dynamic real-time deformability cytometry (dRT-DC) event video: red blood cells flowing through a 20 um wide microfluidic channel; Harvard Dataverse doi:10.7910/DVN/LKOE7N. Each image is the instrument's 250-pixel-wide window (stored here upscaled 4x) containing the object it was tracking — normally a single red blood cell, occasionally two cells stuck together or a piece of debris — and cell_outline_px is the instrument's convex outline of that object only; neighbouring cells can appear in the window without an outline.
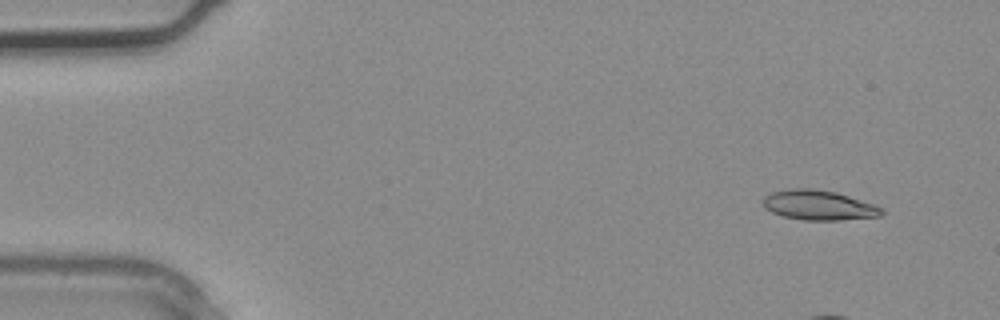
{"species": "common noctule bat (a hibernating species)", "species_latin": "Nyctalus noctula", "temperature_condition": "warm", "stored_images_in_passage": 3, "camera_frame_rate_fps": 3000, "um_per_image_px": 0.085, "animal": {"sex": "male", "body_mass_g": 20.4}, "frame": {"image": 1, "passage_image": 1, "time_ms": 0.0, "image_size_px": [1000, 320], "cell_outline_px": [[884, 216], [840, 220], [800, 220], [784, 216], [772, 212], [764, 208], [764, 196], [772, 192], [788, 188], [812, 188], [836, 192], [884, 208]], "centroid_in_image_um": [69.6, 17.44], "position_along_channel_um": 15.4, "area_um2": 20.69}}